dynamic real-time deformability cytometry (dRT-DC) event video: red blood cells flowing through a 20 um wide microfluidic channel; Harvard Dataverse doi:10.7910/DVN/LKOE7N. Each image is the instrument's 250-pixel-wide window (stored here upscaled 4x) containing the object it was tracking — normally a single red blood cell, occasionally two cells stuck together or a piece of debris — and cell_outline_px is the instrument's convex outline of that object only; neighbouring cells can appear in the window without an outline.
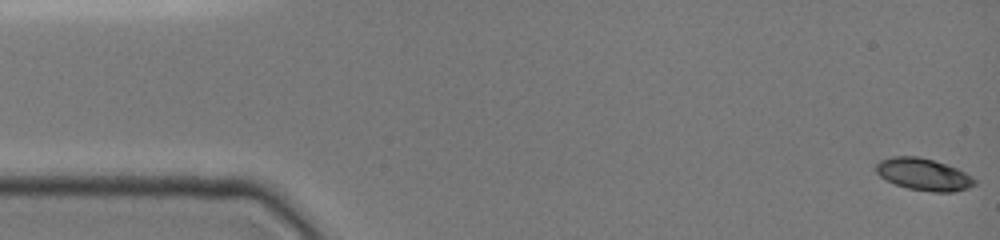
{"species": "common noctule bat (a hibernating species)", "species_latin": "Nyctalus noctula", "temperature_condition": "cold", "stored_images_in_passage": 20, "camera_frame_rate_fps": 3000, "um_per_image_px": 0.085, "animal": {"sex": "female", "body_mass_g": 19.0, "forearm_length_mm": 51.5}, "frame": {"image": 1, "passage_image": 1, "time_ms": 0.0, "image_size_px": [1000, 240], "cell_outline_px": [[976, 184], [968, 188], [956, 192], [932, 192], [908, 188], [896, 184], [880, 176], [876, 172], [876, 164], [880, 160], [892, 156], [916, 156], [932, 160], [956, 168], [972, 176], [976, 180]], "centroid_in_image_um": [78.52, 14.83], "position_along_channel_um": 6.5, "area_um2": 18.26}}
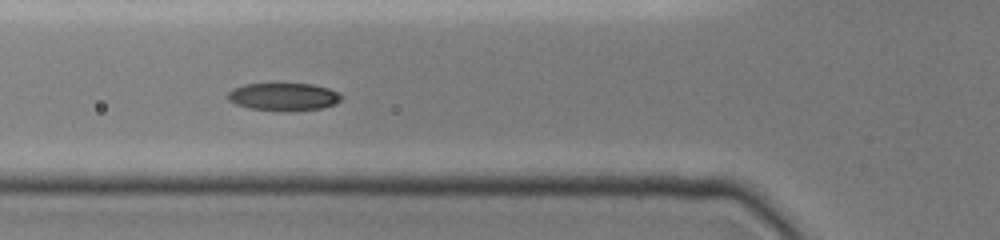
{"frame": {"image": 2, "passage_image": 18, "time_ms": 5.667, "image_size_px": [1000, 240], "cell_outline_px": [[344, 96], [336, 104], [320, 108], [288, 112], [252, 108], [236, 104], [228, 100], [228, 92], [232, 88], [244, 84], [276, 80], [312, 84], [328, 88], [340, 92]], "centroid_in_image_um": [24.11, 8.16], "position_along_channel_um": 101.7, "area_um2": 19.42}}
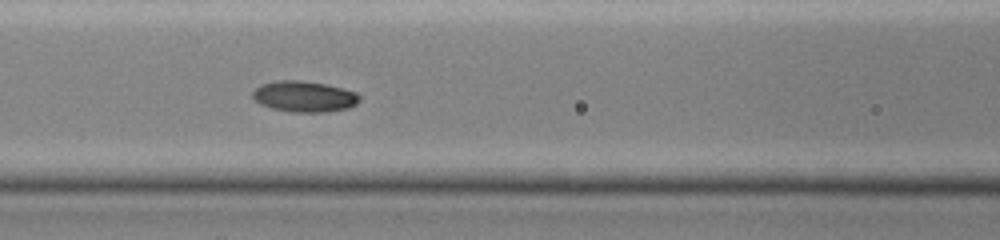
{"frame": {"image": 3, "passage_image": 20, "time_ms": 6.667, "image_size_px": [1000, 240], "cell_outline_px": [[360, 100], [356, 104], [348, 108], [328, 112], [292, 112], [272, 108], [260, 104], [252, 96], [252, 92], [260, 84], [276, 80], [300, 80], [324, 84], [356, 92], [360, 96]], "centroid_in_image_um": [25.85, 8.2], "position_along_channel_um": 140.8, "area_um2": 19.25}}